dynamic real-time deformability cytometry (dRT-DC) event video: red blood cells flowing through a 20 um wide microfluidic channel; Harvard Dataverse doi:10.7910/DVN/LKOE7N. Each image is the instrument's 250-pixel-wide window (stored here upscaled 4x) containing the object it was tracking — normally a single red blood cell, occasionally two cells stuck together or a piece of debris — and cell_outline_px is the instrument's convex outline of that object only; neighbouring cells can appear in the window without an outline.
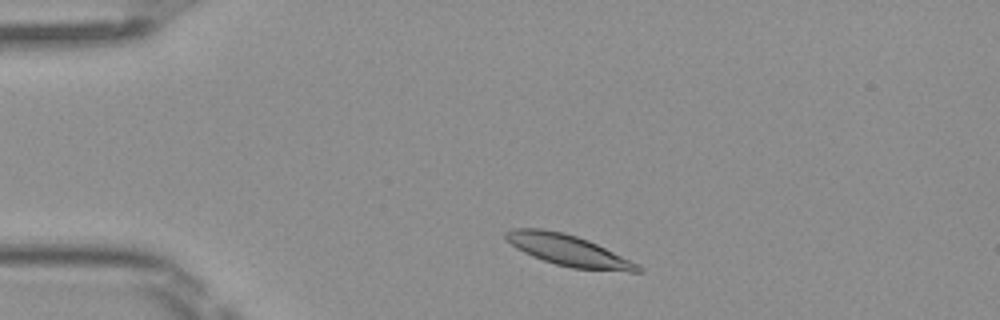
{"species": "Egyptian fruit bat (a non-hibernating species)", "species_latin": "Rousettus aegyptiacus", "temperature_condition": "room temperature", "stored_images_in_passage": 3, "camera_frame_rate_fps": 3000, "um_per_image_px": 0.085, "frame": {"image": 1, "passage_image": 2, "time_ms": 0.333, "image_size_px": [1000, 320], "cell_outline_px": [[644, 272], [628, 272], [572, 268], [556, 264], [532, 256], [516, 248], [504, 236], [504, 232], [512, 228], [540, 228], [564, 232], [588, 240], [640, 264], [644, 268]], "centroid_in_image_um": [48.36, 21.29], "position_along_channel_um": 36.6, "area_um2": 24.04}}